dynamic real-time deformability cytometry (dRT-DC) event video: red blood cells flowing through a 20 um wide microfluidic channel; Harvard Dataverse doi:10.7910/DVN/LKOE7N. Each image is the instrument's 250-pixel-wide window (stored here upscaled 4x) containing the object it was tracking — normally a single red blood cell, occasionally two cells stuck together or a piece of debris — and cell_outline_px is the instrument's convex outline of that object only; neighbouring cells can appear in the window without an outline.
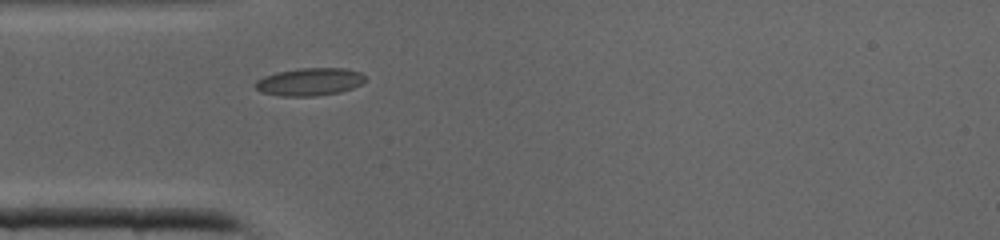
{"species": "common noctule bat (a hibernating species)", "species_latin": "Nyctalus noctula", "temperature_condition": "cold", "stored_images_in_passage": 24, "camera_frame_rate_fps": 3000, "um_per_image_px": 0.085, "animal": {"sex": "male", "body_mass_g": 19.0, "forearm_length_mm": 50.8}, "frame": {"image": 1, "passage_image": 1, "time_ms": 0.0, "image_size_px": [1000, 240], "cell_outline_px": [[364, 80], [360, 84], [352, 88], [340, 92], [316, 96], [280, 96], [260, 92], [252, 84], [256, 80], [264, 76], [276, 72], [300, 68], [344, 68], [360, 72], [364, 76]], "centroid_in_image_um": [26.26, 6.95], "position_along_channel_um": 58.7, "area_um2": 17.8}}
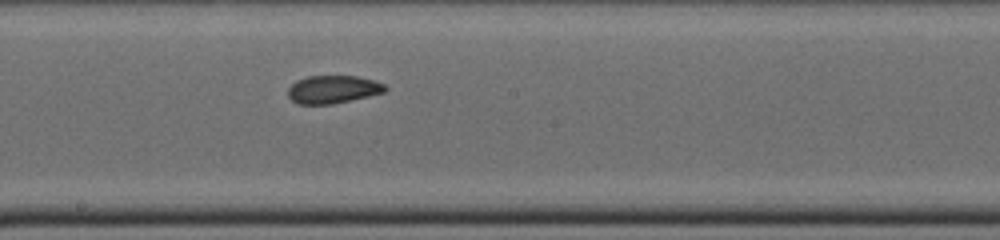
{"frame": {"image": 2, "passage_image": 11, "time_ms": 3.333, "image_size_px": [1000, 240], "cell_outline_px": [[388, 88], [384, 92], [368, 96], [332, 104], [296, 104], [288, 96], [288, 88], [296, 80], [308, 76], [356, 76], [372, 80], [384, 84]], "centroid_in_image_um": [28.27, 7.6], "position_along_channel_um": 219.9, "area_um2": 15.72}}
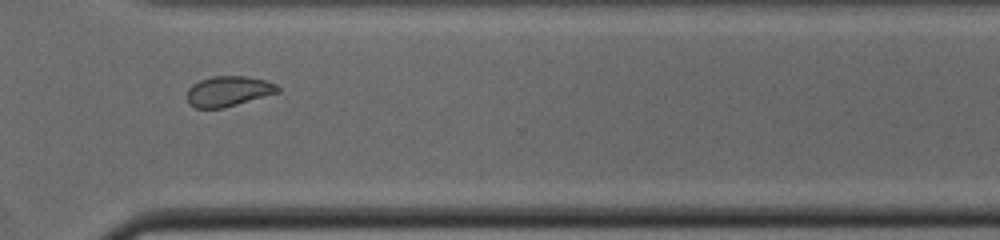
{"frame": {"image": 3, "passage_image": 19, "time_ms": 6.0, "image_size_px": [1000, 240], "cell_outline_px": [[280, 92], [224, 108], [196, 108], [188, 104], [188, 88], [192, 84], [200, 80], [212, 76], [248, 76], [264, 80], [276, 84], [280, 88]], "centroid_in_image_um": [19.42, 7.75], "position_along_channel_um": 351.2, "area_um2": 16.07}}